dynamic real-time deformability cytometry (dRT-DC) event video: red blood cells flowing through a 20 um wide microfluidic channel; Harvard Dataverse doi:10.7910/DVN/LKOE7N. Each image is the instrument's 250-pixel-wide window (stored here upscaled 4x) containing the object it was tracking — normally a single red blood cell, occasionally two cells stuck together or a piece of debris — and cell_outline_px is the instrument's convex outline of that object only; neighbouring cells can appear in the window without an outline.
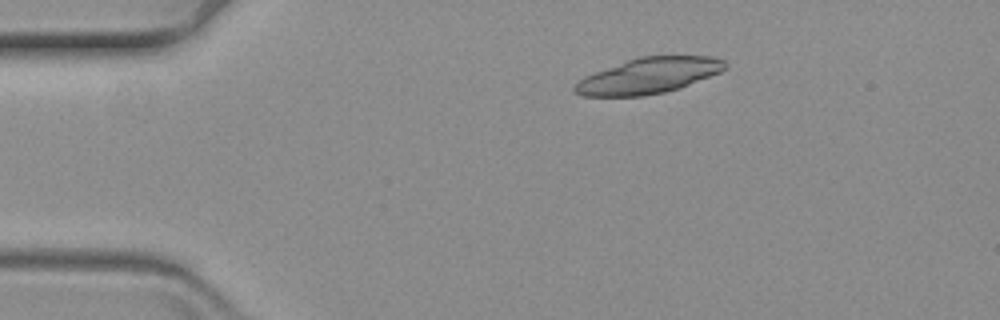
{"species": "common noctule bat (a hibernating species)", "species_latin": "Nyctalus noctula", "temperature_condition": "warm", "stored_images_in_passage": 50, "camera_frame_rate_fps": 3000, "um_per_image_px": 0.085, "animal": {"sex": "female", "body_mass_g": 19.3, "forearm_length_mm": 54.1}, "frame": {"image": 1, "passage_image": 1, "time_ms": 0.0, "image_size_px": [1000, 320], "cell_outline_px": [[728, 68], [720, 72], [680, 88], [664, 92], [644, 96], [580, 96], [572, 92], [572, 88], [584, 76], [628, 60], [640, 56], [712, 56], [724, 60], [728, 64]], "centroid_in_image_um": [55.14, 6.44], "position_along_channel_um": 29.9, "area_um2": 31.27}}